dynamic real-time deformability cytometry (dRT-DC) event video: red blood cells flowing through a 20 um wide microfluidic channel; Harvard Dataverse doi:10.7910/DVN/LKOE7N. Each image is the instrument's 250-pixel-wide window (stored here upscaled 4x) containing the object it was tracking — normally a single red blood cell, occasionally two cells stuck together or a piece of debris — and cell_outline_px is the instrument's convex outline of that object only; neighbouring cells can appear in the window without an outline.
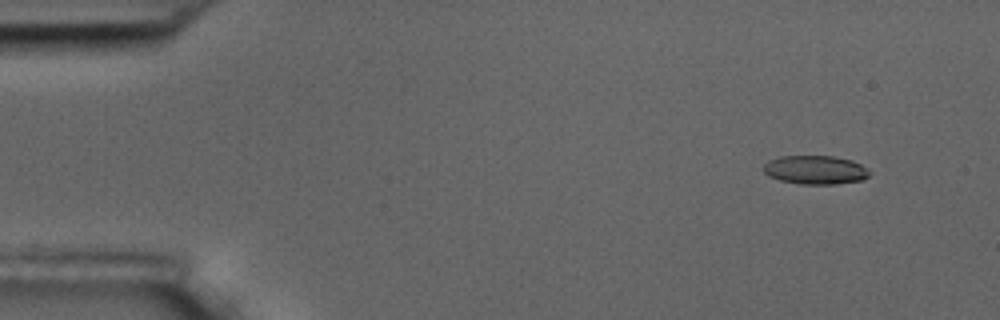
{"species": "common noctule bat (a hibernating species)", "species_latin": "Nyctalus noctula", "temperature_condition": "room temperature", "stored_images_in_passage": 5, "camera_frame_rate_fps": 3000, "um_per_image_px": 0.085, "animal": {"sex": "male", "body_mass_g": 17.5, "forearm_length_mm": 52.3}, "frame": {"image": 1, "passage_image": 2, "time_ms": 1.333, "image_size_px": [1000, 320], "cell_outline_px": [[872, 172], [868, 176], [860, 180], [836, 184], [800, 184], [780, 180], [768, 176], [764, 172], [764, 164], [768, 160], [780, 156], [832, 156], [852, 160], [868, 168]], "centroid_in_image_um": [69.3, 14.43], "position_along_channel_um": 15.7, "area_um2": 17.8}}